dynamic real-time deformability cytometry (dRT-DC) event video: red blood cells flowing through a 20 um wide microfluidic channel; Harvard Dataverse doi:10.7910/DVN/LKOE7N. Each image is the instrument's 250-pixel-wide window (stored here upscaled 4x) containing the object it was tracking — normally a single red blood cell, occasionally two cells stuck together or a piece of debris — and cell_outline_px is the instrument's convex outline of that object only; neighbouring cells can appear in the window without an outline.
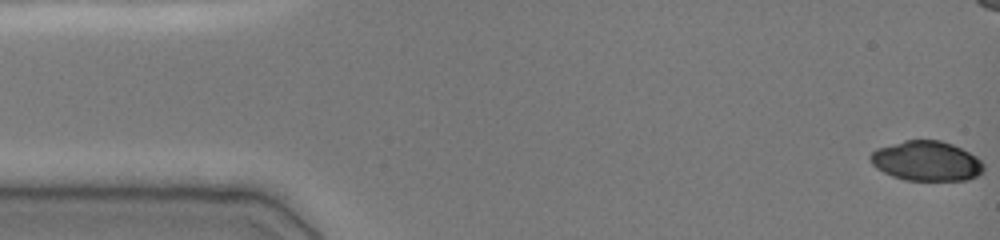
{"species": "common noctule bat (a hibernating species)", "species_latin": "Nyctalus noctula", "temperature_condition": "cold", "stored_images_in_passage": 50, "camera_frame_rate_fps": 3000, "um_per_image_px": 0.085, "animal": {"sex": "female", "body_mass_g": 19.0, "forearm_length_mm": 51.5}, "frame": {"image": 1, "passage_image": 1, "time_ms": 0.0, "image_size_px": [1000, 240], "cell_outline_px": [[984, 172], [968, 180], [904, 180], [892, 176], [876, 168], [872, 164], [868, 156], [876, 148], [904, 140], [940, 140], [952, 144], [976, 156], [984, 164]], "centroid_in_image_um": [78.74, 13.69], "position_along_channel_um": 6.3, "area_um2": 26.41}}
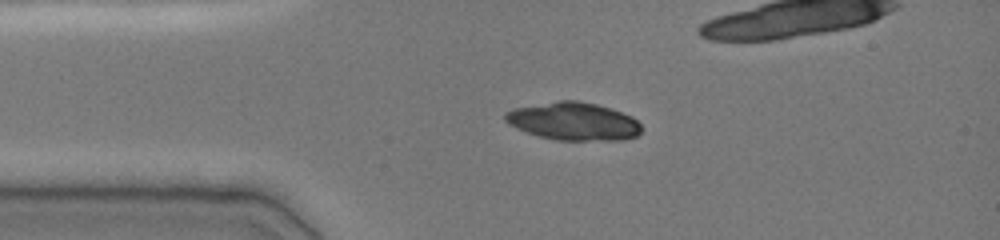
{"frame": {"image": 2, "passage_image": 29, "time_ms": 3.333, "image_size_px": [1000, 240], "cell_outline_px": [[640, 132], [636, 136], [624, 140], [556, 140], [524, 132], [508, 124], [504, 120], [504, 112], [512, 108], [556, 100], [580, 100], [596, 104], [632, 116], [640, 124]], "centroid_in_image_um": [48.69, 10.3], "position_along_channel_um": 36.3, "area_um2": 30.29}}